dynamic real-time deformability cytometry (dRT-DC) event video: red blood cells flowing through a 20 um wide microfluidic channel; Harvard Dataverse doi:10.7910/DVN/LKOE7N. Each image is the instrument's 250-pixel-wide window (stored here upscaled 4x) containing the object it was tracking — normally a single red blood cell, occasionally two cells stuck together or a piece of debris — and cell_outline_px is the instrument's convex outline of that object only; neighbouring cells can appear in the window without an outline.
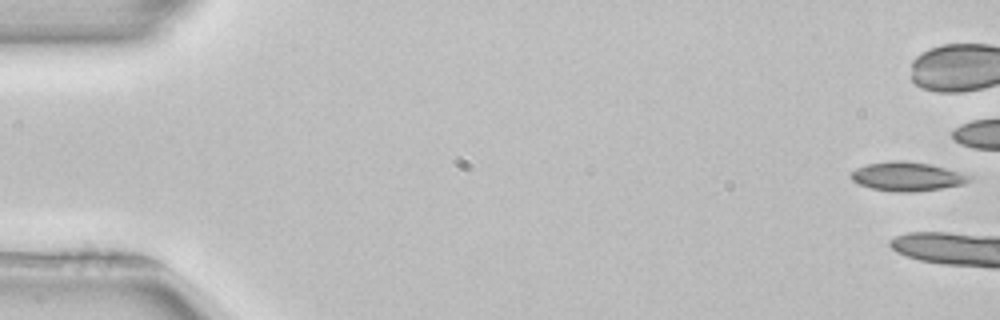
{"species": "common noctule bat (a hibernating species)", "species_latin": "Nyctalus noctula", "temperature_condition": "room temperature", "stored_images_in_passage": 6, "camera_frame_rate_fps": 3000, "um_per_image_px": 0.085, "animal": {"sex": "female", "body_mass_g": 22.7, "forearm_length_mm": 54.2}, "frame": {"image": 1, "passage_image": 1, "time_ms": 0.0, "image_size_px": [1000, 320], "cell_outline_px": [[972, 180], [964, 184], [940, 188], [912, 192], [900, 192], [872, 188], [860, 184], [852, 180], [848, 176], [856, 168], [868, 164], [888, 160], [900, 160], [932, 164], [972, 176]], "centroid_in_image_um": [77.1, 14.99], "position_along_channel_um": 7.9, "area_um2": 19.88}}